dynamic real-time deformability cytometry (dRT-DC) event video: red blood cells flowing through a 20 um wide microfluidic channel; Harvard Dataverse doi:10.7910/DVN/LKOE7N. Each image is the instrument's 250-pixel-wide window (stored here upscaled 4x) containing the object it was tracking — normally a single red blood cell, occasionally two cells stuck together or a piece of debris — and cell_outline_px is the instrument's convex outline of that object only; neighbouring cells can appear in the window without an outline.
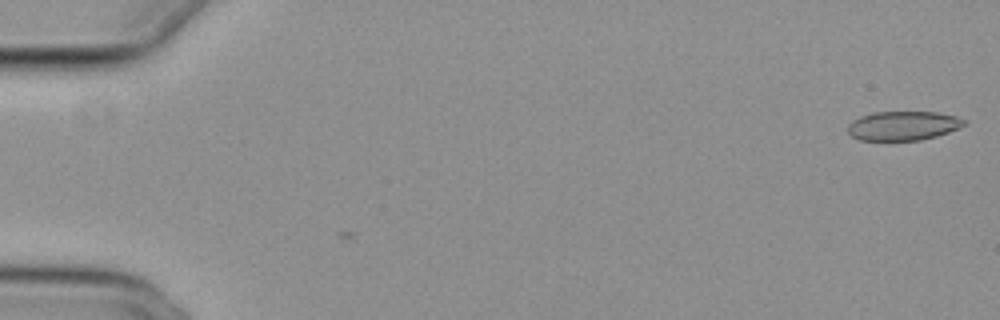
{"species": "common noctule bat (a hibernating species)", "species_latin": "Nyctalus noctula", "temperature_condition": "cold", "stored_images_in_passage": 4, "camera_frame_rate_fps": 3000, "um_per_image_px": 0.085, "animal": {"sex": "female", "body_mass_g": 29.2, "forearm_length_mm": 56.3}, "frame": {"image": 1, "passage_image": 4, "time_ms": 1.0, "image_size_px": [1000, 320], "cell_outline_px": [[964, 124], [960, 128], [936, 136], [920, 140], [860, 140], [852, 136], [848, 132], [848, 124], [852, 120], [860, 116], [872, 112], [936, 112], [956, 116], [964, 120]], "centroid_in_image_um": [76.73, 10.68], "position_along_channel_um": 8.3, "area_um2": 19.71}}